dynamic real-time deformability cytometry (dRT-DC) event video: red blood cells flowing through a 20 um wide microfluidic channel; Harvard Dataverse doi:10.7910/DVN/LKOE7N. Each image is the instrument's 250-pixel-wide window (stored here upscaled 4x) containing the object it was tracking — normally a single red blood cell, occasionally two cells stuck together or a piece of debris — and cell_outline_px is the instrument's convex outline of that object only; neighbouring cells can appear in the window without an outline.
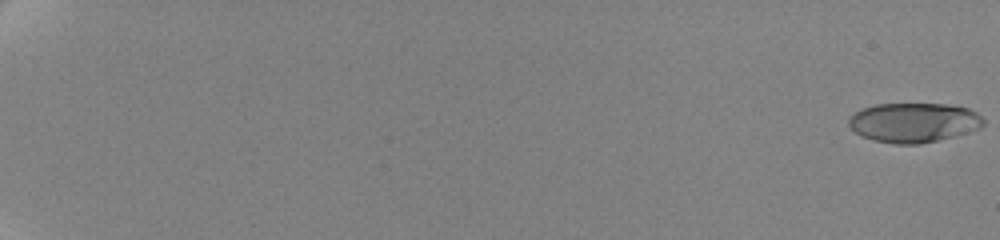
{"species": "human", "species_latin": "Homo sapiens", "temperature_condition": "cold", "stored_images_in_passage": 104, "camera_frame_rate_fps": 3000, "um_per_image_px": 0.085, "donor": {"sex": "female"}, "frame": {"image": 1, "passage_image": 1, "time_ms": 0.0, "image_size_px": [1000, 240], "cell_outline_px": [[984, 124], [980, 128], [956, 136], [920, 144], [896, 144], [876, 140], [860, 136], [848, 124], [848, 120], [856, 112], [864, 108], [876, 104], [948, 104], [968, 108], [976, 112], [984, 120]], "centroid_in_image_um": [77.7, 10.42], "position_along_channel_um": 7.3, "area_um2": 30.92}}
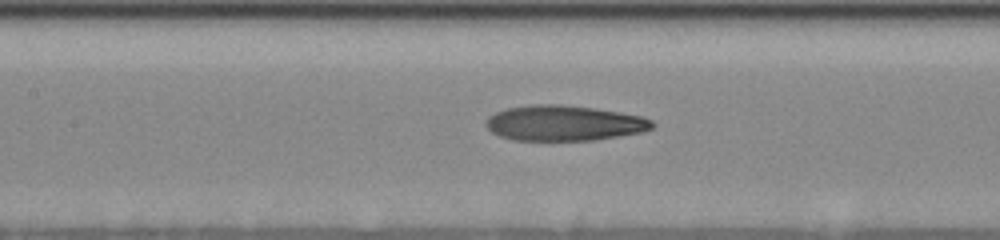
{"frame": {"image": 2, "passage_image": 62, "time_ms": 11.0, "image_size_px": [1000, 240], "cell_outline_px": [[656, 124], [652, 128], [640, 132], [620, 136], [596, 140], [512, 140], [500, 136], [492, 132], [484, 124], [488, 116], [496, 112], [508, 108], [528, 104], [560, 104], [592, 108], [620, 112], [644, 116], [652, 120]], "centroid_in_image_um": [47.95, 10.46], "position_along_channel_um": 159.5, "area_um2": 34.45}}
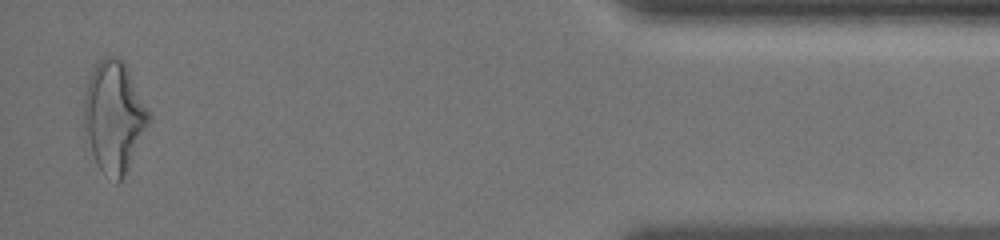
{"frame": {"image": 3, "passage_image": 101, "time_ms": 20.0, "image_size_px": [1000, 240], "cell_outline_px": [[152, 116], [120, 180], [116, 184], [104, 176], [96, 164], [84, 128], [84, 100], [88, 80], [96, 64], [104, 56], [112, 56], [120, 60], [124, 64]], "centroid_in_image_um": [9.66, 9.93], "position_along_channel_um": 425.5, "area_um2": 40.75}, "authors_computed_cell_mechanics": {"area_um2": 33.5529, "velocity_mm_per_s": 3.5346, "shape_relaxation_time_tau1_ms": 5.8142, "shape_relaxation_time_tau2_ms": 2.3593, "deformation_change_tau1": 0.2099, "deformation_change_tau2": 0.1241}}